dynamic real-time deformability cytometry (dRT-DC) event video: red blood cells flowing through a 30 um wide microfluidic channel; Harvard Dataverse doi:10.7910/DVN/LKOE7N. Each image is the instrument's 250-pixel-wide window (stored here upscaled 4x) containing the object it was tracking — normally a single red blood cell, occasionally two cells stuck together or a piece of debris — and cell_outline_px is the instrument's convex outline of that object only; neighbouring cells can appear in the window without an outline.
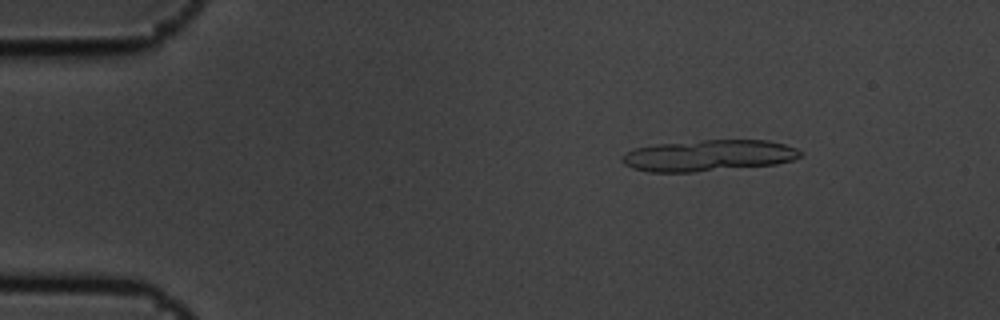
{"species": "common noctule bat (a hibernating species)", "species_latin": "Nyctalus noctula", "temperature_condition": "cold", "stored_images_in_passage": 5, "camera_frame_rate_fps": 3000, "um_per_image_px": 0.085, "animal": {"sex": "male", "body_mass_g": 19.5, "forearm_length_mm": 54.6}, "frame": {"image": 1, "passage_image": 3, "time_ms": 0.667, "image_size_px": [1000, 320], "cell_outline_px": [[804, 152], [800, 156], [792, 160], [776, 164], [692, 172], [648, 172], [632, 168], [624, 164], [620, 160], [620, 156], [624, 152], [636, 148], [656, 144], [704, 140], [768, 140], [784, 144], [796, 148]], "centroid_in_image_um": [60.19, 13.22], "position_along_channel_um": 24.8, "area_um2": 32.6}}